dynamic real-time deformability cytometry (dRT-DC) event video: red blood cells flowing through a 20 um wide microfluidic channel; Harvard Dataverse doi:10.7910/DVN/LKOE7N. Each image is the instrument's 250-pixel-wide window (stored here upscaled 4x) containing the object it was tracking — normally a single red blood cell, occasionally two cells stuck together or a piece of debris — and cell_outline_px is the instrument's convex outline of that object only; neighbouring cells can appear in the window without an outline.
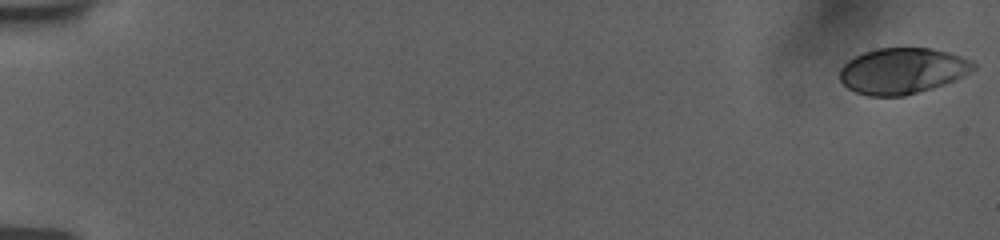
{"species": "human", "species_latin": "Homo sapiens", "temperature_condition": "room temperature", "stored_images_in_passage": 9, "camera_frame_rate_fps": 3000, "um_per_image_px": 0.085, "donor": {"sex": "female"}, "frame": {"image": 1, "passage_image": 1, "time_ms": 0.0, "image_size_px": [1000, 240], "cell_outline_px": [[976, 68], [964, 76], [956, 80], [932, 88], [904, 96], [868, 96], [856, 92], [848, 88], [840, 80], [840, 68], [848, 60], [864, 52], [876, 48], [932, 48], [948, 52], [972, 60], [976, 64]], "centroid_in_image_um": [76.72, 6.02], "position_along_channel_um": 8.3, "area_um2": 35.89}}